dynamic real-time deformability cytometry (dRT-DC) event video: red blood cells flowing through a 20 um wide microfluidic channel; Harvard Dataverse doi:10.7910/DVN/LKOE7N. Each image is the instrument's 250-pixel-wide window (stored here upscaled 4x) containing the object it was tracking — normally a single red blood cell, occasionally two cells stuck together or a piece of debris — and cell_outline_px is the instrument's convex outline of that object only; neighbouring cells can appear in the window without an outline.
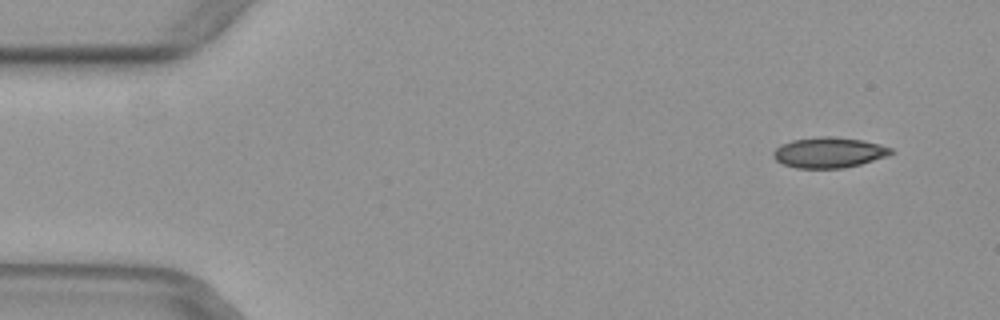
{"species": "common noctule bat (a hibernating species)", "species_latin": "Nyctalus noctula", "temperature_condition": "warm", "stored_images_in_passage": 7, "camera_frame_rate_fps": 3000, "um_per_image_px": 0.085, "animal": {"sex": "female", "body_mass_g": 29.2, "forearm_length_mm": 56.3}, "frame": {"image": 1, "passage_image": 1, "time_ms": 0.0, "image_size_px": [1000, 320], "cell_outline_px": [[896, 152], [888, 156], [860, 164], [844, 168], [796, 168], [784, 164], [776, 160], [772, 156], [772, 152], [776, 148], [792, 140], [820, 136], [832, 136], [864, 140], [880, 144], [892, 148]], "centroid_in_image_um": [70.5, 12.96], "position_along_channel_um": 14.5, "area_um2": 21.04}}